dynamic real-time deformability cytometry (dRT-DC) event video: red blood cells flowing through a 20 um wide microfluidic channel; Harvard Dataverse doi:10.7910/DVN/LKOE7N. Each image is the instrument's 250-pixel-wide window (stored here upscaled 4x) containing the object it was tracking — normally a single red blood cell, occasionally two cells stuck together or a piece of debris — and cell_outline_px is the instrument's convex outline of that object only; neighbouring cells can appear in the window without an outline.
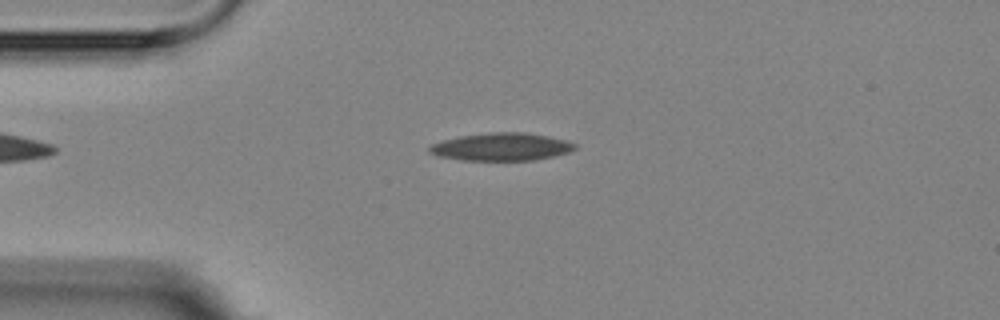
{"species": "Egyptian fruit bat (a non-hibernating species)", "species_latin": "Rousettus aegyptiacus", "temperature_condition": "room temperature", "stored_images_in_passage": 6, "camera_frame_rate_fps": 3000, "um_per_image_px": 0.085, "animal": {"sex": "female"}, "frame": {"image": 1, "passage_image": 4, "time_ms": 3.667, "image_size_px": [1000, 320], "cell_outline_px": [[576, 148], [568, 152], [536, 160], [460, 160], [440, 156], [428, 152], [428, 148], [432, 144], [444, 140], [460, 136], [492, 132], [524, 132], [548, 136], [564, 140], [576, 144]], "centroid_in_image_um": [42.61, 12.48], "position_along_channel_um": 42.4, "area_um2": 23.29}}
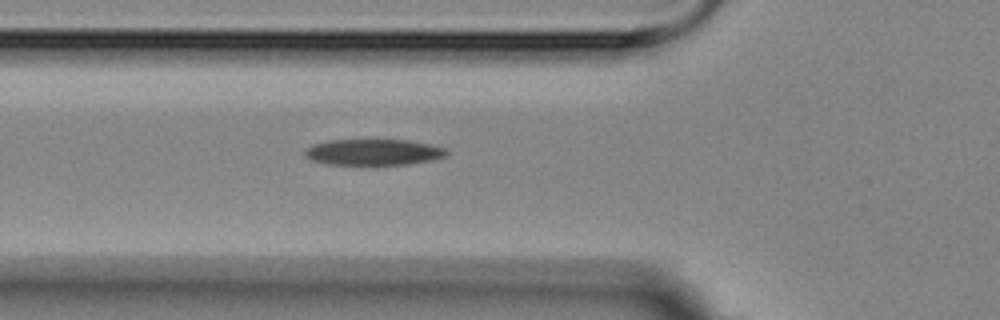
{"frame": {"image": 2, "passage_image": 6, "time_ms": 5.667, "image_size_px": [1000, 320], "cell_outline_px": [[448, 152], [444, 156], [432, 160], [408, 164], [328, 164], [312, 160], [304, 152], [312, 144], [328, 140], [408, 140], [428, 144], [444, 148]], "centroid_in_image_um": [31.74, 12.92], "position_along_channel_um": 94.1, "area_um2": 21.15}}